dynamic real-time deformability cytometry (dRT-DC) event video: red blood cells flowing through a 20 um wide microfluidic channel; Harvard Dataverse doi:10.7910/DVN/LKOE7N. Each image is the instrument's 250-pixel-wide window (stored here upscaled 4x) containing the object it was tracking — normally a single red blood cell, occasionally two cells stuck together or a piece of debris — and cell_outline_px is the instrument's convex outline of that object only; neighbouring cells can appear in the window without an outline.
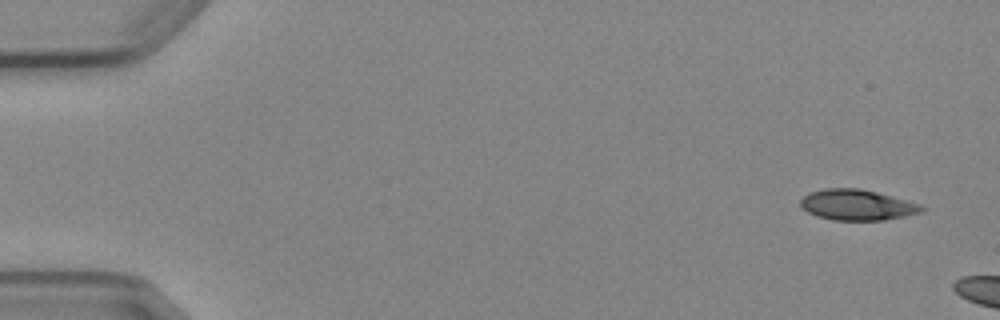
{"species": "Egyptian fruit bat (a non-hibernating species)", "species_latin": "Rousettus aegyptiacus", "temperature_condition": "cold", "stored_images_in_passage": 3, "camera_frame_rate_fps": 3000, "um_per_image_px": 0.085, "animal": {"sex": "female"}, "frame": {"image": 1, "passage_image": 1, "time_ms": 0.0, "image_size_px": [1000, 320], "cell_outline_px": [[924, 212], [884, 220], [832, 220], [816, 216], [808, 212], [800, 204], [800, 200], [808, 192], [824, 188], [860, 188], [876, 192], [920, 204], [924, 208]], "centroid_in_image_um": [72.83, 17.41], "position_along_channel_um": 12.2, "area_um2": 21.62}}